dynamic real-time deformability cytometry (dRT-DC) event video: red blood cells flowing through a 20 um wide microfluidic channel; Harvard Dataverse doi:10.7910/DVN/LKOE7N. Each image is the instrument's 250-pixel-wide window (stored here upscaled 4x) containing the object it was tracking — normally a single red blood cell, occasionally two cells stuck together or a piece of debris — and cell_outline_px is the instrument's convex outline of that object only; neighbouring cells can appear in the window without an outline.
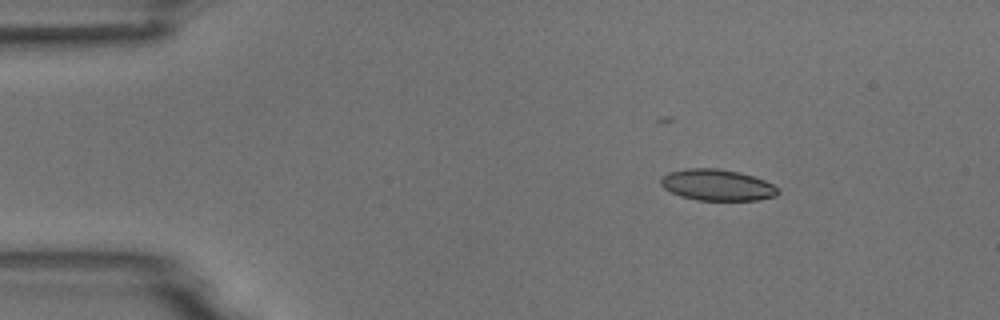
{"species": "common noctule bat (a hibernating species)", "species_latin": "Nyctalus noctula", "temperature_condition": "room temperature", "stored_images_in_passage": 4, "camera_frame_rate_fps": 3000, "um_per_image_px": 0.085, "animal": {"sex": "male", "body_mass_g": 18.8}, "frame": {"image": 1, "passage_image": 2, "time_ms": 2.0, "image_size_px": [1000, 320], "cell_outline_px": [[780, 192], [776, 196], [756, 200], [696, 200], [680, 196], [664, 188], [660, 184], [660, 180], [668, 172], [688, 168], [720, 168], [740, 172], [764, 180], [772, 184]], "centroid_in_image_um": [60.95, 15.72], "position_along_channel_um": 24.1, "area_um2": 21.33}}